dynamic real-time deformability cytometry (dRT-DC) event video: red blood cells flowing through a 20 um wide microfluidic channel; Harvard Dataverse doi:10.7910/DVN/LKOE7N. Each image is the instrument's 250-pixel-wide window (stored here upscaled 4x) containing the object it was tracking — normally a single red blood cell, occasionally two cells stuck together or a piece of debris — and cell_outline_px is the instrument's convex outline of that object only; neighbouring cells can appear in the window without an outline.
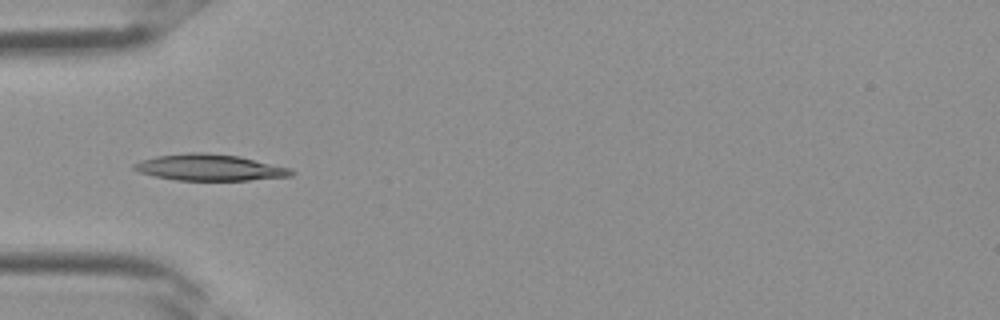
{"species": "Egyptian fruit bat (a non-hibernating species)", "species_latin": "Rousettus aegyptiacus", "temperature_condition": "room temperature", "stored_images_in_passage": 2, "camera_frame_rate_fps": 3000, "um_per_image_px": 0.085, "frame": {"image": 1, "passage_image": 2, "time_ms": 0.333, "image_size_px": [1000, 320], "cell_outline_px": [[296, 172], [292, 176], [248, 180], [176, 180], [156, 176], [140, 172], [132, 168], [132, 164], [140, 160], [156, 156], [188, 152], [204, 152], [240, 156], [292, 168]], "centroid_in_image_um": [17.85, 14.23], "position_along_channel_um": 67.2, "area_um2": 24.28}}